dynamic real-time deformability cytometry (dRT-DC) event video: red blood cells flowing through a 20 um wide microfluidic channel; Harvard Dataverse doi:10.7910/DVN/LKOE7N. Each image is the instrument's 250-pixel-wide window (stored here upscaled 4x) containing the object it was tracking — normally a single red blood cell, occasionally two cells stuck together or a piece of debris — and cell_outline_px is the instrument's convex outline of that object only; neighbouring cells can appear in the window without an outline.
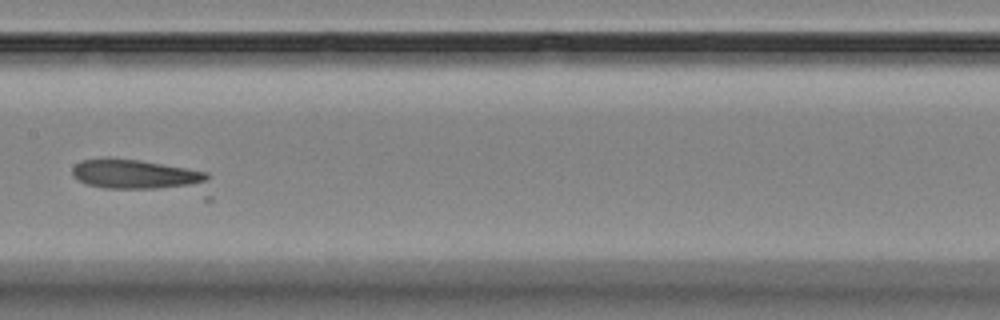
{"species": "Egyptian fruit bat (a non-hibernating species)", "species_latin": "Rousettus aegyptiacus", "temperature_condition": "room temperature", "stored_images_in_passage": 7, "camera_frame_rate_fps": 3000, "um_per_image_px": 0.085, "animal": {"sex": "female"}, "frame": {"image": 1, "passage_image": 6, "time_ms": 6.667, "image_size_px": [1000, 320], "cell_outline_px": [[212, 200], [204, 200], [104, 188], [84, 184], [76, 180], [72, 176], [72, 168], [80, 160], [136, 160], [208, 172], [212, 196]], "centroid_in_image_um": [12.26, 15.14], "position_along_channel_um": 195.1, "area_um2": 28.38}}
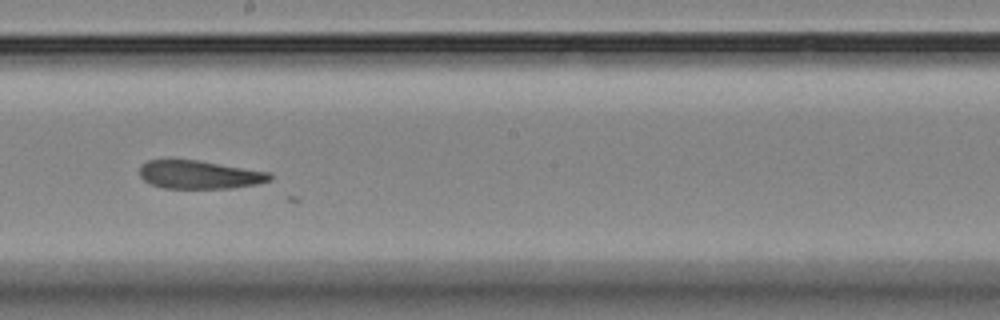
{"frame": {"image": 2, "passage_image": 7, "time_ms": 7.667, "image_size_px": [1000, 320], "cell_outline_px": [[272, 180], [256, 184], [232, 188], [164, 188], [152, 184], [144, 180], [140, 176], [140, 168], [148, 160], [196, 160], [272, 172]], "centroid_in_image_um": [17.0, 14.85], "position_along_channel_um": 231.2, "area_um2": 21.33}}